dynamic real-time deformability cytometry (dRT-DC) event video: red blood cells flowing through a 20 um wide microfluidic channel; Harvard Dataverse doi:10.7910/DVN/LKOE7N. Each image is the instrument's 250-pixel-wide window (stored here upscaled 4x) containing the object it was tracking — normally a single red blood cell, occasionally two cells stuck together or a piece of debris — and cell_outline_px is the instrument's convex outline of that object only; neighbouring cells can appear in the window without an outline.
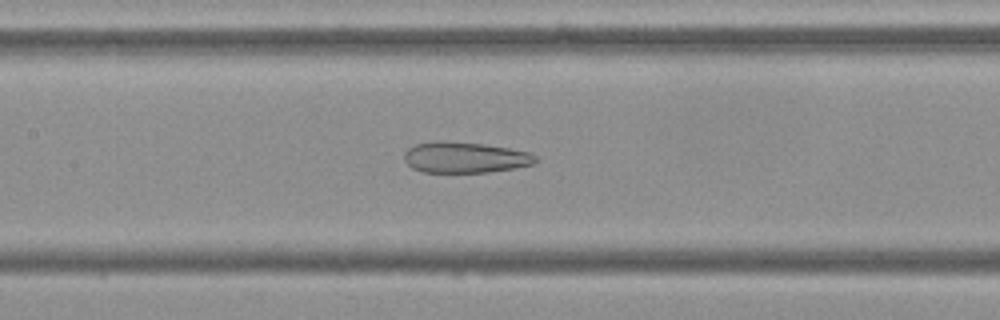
{"species": "Egyptian fruit bat (a non-hibernating species)", "species_latin": "Rousettus aegyptiacus", "temperature_condition": "cold", "stored_images_in_passage": 54, "camera_frame_rate_fps": 3000, "um_per_image_px": 0.085, "frame": {"image": 1, "passage_image": 25, "time_ms": 8.0, "image_size_px": [1000, 320], "cell_outline_px": [[536, 164], [516, 168], [488, 172], [424, 172], [412, 168], [404, 160], [404, 152], [408, 148], [416, 144], [436, 140], [440, 140], [484, 144], [508, 148], [528, 152], [536, 156]], "centroid_in_image_um": [39.51, 13.38], "position_along_channel_um": 167.9, "area_um2": 23.76}}
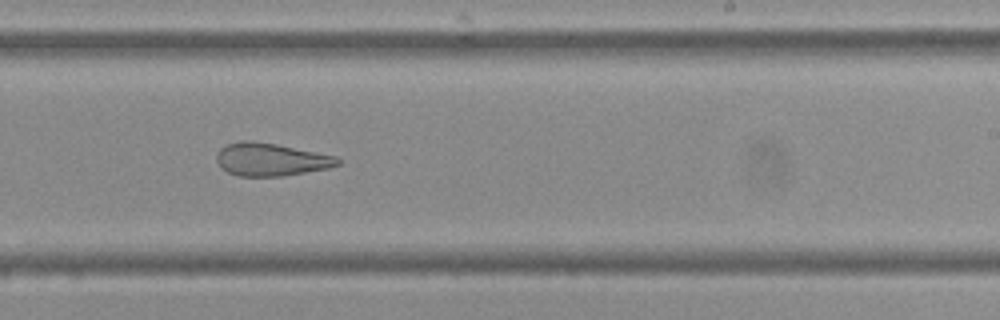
{"frame": {"image": 2, "passage_image": 33, "time_ms": 10.667, "image_size_px": [1000, 320], "cell_outline_px": [[340, 164], [328, 168], [284, 176], [240, 176], [228, 172], [220, 168], [216, 160], [216, 156], [220, 148], [228, 144], [240, 140], [248, 140], [276, 144], [336, 156], [340, 160]], "centroid_in_image_um": [23.0, 13.56], "position_along_channel_um": 266.0, "area_um2": 23.12}}
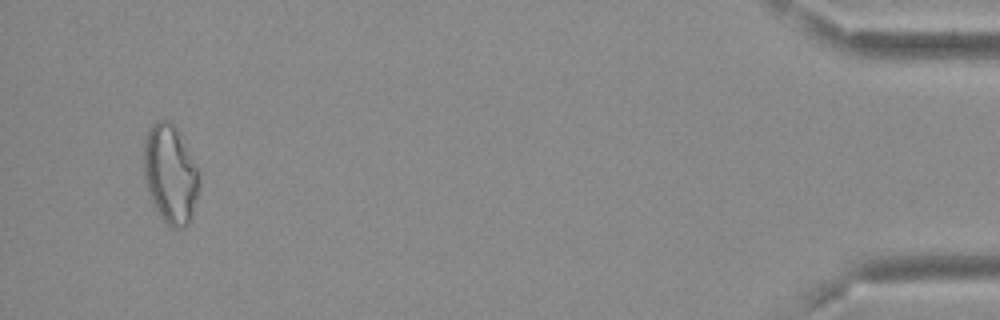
{"frame": {"image": 3, "passage_image": 52, "time_ms": 17.0, "image_size_px": [1000, 320], "cell_outline_px": [[200, 184], [192, 216], [188, 224], [184, 228], [172, 228], [164, 224], [152, 200], [144, 176], [144, 144], [148, 128], [156, 120], [168, 120], [176, 124], [196, 168], [200, 180]], "centroid_in_image_um": [14.48, 14.79], "position_along_channel_um": 420.7, "area_um2": 31.85}, "authors_computed_cell_mechanics": {"area_um2": 28.4665, "velocity_mm_per_s": 3.6889, "shape_relaxation_time_tau1_ms": null, "shape_relaxation_time_tau2_ms": 2.3038, "deformation_change_tau1": null, "deformation_change_tau2": 0.1127}}